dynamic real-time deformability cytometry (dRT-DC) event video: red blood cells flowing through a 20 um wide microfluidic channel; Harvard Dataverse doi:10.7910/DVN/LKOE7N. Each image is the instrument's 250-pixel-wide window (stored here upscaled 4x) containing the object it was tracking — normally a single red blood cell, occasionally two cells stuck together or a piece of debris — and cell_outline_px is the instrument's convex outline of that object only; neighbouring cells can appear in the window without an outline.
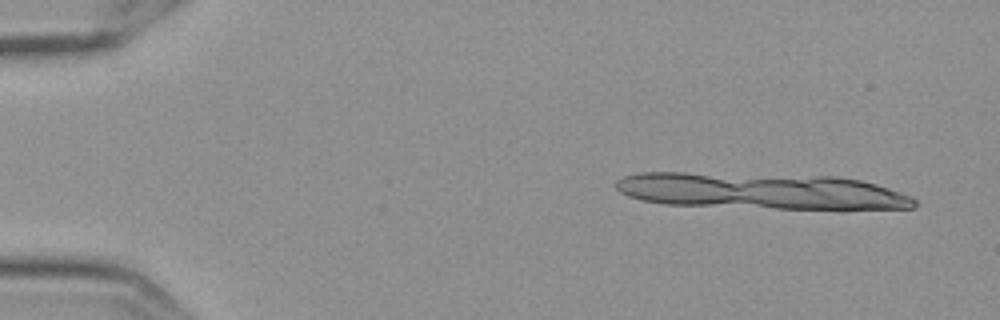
{"species": "Egyptian fruit bat (a non-hibernating species)", "species_latin": "Rousettus aegyptiacus", "temperature_condition": "cold", "stored_images_in_passage": 5, "camera_frame_rate_fps": 3000, "um_per_image_px": 0.085, "frame": {"image": 1, "passage_image": 5, "time_ms": 1.333, "image_size_px": [1000, 320], "cell_outline_px": [[908, 208], [788, 208], [764, 204], [752, 200], [820, 180], [852, 180], [868, 184], [880, 188], [888, 192]], "centroid_in_image_um": [70.82, 16.69], "position_along_channel_um": 14.2, "area_um2": 21.56}}